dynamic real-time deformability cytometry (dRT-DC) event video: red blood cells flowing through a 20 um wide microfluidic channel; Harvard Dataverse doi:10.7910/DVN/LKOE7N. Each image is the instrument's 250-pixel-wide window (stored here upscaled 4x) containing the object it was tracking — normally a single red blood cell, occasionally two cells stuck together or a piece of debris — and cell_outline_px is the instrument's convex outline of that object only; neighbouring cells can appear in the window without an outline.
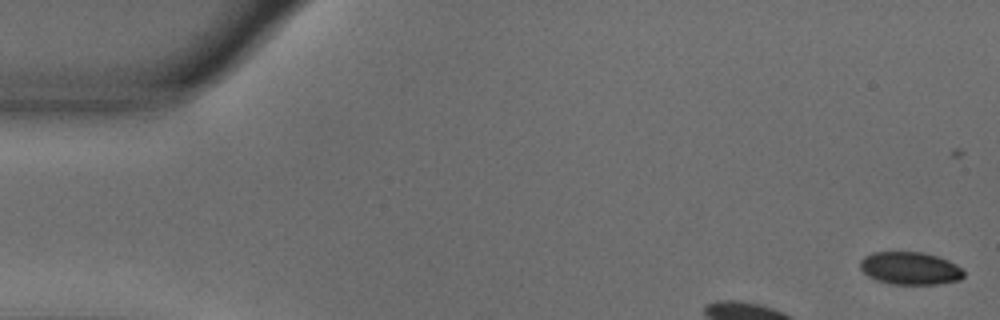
{"species": "common noctule bat (a hibernating species)", "species_latin": "Nyctalus noctula", "temperature_condition": "warm", "stored_images_in_passage": 12, "camera_frame_rate_fps": 3000, "um_per_image_px": 0.085, "animal": {"sex": "male", "body_mass_g": 18.8}, "frame": {"image": 1, "passage_image": 2, "time_ms": 0.333, "image_size_px": [1000, 320], "cell_outline_px": [[964, 276], [960, 280], [940, 284], [892, 284], [876, 280], [868, 276], [860, 268], [860, 260], [864, 256], [872, 252], [924, 252], [948, 260], [956, 264], [964, 272]], "centroid_in_image_um": [77.35, 22.8], "position_along_channel_um": 7.6, "area_um2": 19.83}}